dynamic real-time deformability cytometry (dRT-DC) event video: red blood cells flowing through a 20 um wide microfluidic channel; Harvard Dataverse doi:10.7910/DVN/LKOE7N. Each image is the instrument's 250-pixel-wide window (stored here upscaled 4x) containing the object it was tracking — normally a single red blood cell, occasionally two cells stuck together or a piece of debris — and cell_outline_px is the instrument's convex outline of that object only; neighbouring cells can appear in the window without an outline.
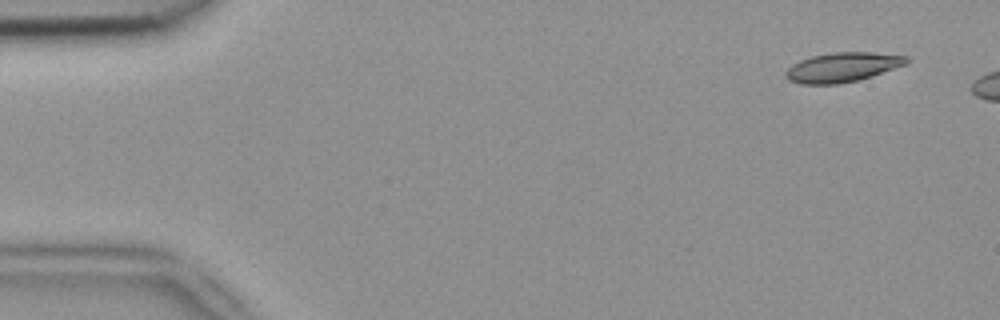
{"species": "common noctule bat (a hibernating species)", "species_latin": "Nyctalus noctula", "temperature_condition": "room temperature", "stored_images_in_passage": 6, "camera_frame_rate_fps": 3000, "um_per_image_px": 0.085, "animal": {"sex": "female", "body_mass_g": 18.4}, "frame": {"image": 1, "passage_image": 1, "time_ms": 0.0, "image_size_px": [1000, 320], "cell_outline_px": [[908, 64], [860, 80], [836, 84], [800, 84], [788, 80], [784, 76], [784, 72], [792, 64], [800, 60], [812, 56], [832, 52], [872, 52], [908, 56]], "centroid_in_image_um": [71.6, 5.72], "position_along_channel_um": 13.4, "area_um2": 20.98}}